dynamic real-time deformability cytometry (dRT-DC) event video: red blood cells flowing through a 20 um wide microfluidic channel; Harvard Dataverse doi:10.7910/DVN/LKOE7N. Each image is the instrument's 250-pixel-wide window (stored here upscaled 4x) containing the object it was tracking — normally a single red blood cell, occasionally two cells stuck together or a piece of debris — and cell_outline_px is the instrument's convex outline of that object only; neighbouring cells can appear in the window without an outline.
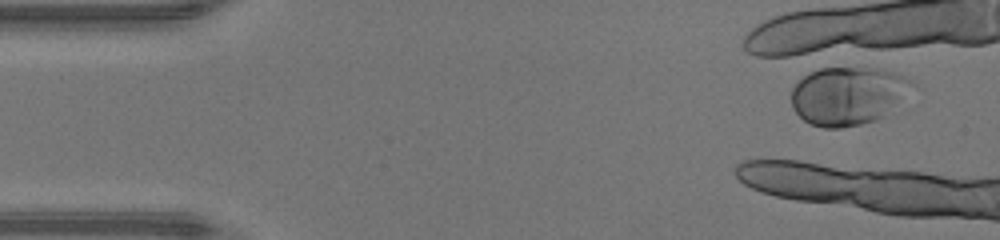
{"species": "human", "species_latin": "Homo sapiens", "temperature_condition": "warm", "stored_images_in_passage": 4, "camera_frame_rate_fps": 3000, "um_per_image_px": 0.085, "donor": {"sex": "male"}, "frame": {"image": 1, "passage_image": 3, "time_ms": 0.667, "image_size_px": [1000, 240], "cell_outline_px": [[912, 84], [900, 100], [884, 116], [876, 120], [860, 124], [840, 128], [824, 128], [812, 124], [804, 120], [792, 108], [792, 88], [804, 76], [820, 68], [876, 68], [892, 72], [912, 80]], "centroid_in_image_um": [72.03, 8.14], "position_along_channel_um": 13.0, "area_um2": 40.23}}